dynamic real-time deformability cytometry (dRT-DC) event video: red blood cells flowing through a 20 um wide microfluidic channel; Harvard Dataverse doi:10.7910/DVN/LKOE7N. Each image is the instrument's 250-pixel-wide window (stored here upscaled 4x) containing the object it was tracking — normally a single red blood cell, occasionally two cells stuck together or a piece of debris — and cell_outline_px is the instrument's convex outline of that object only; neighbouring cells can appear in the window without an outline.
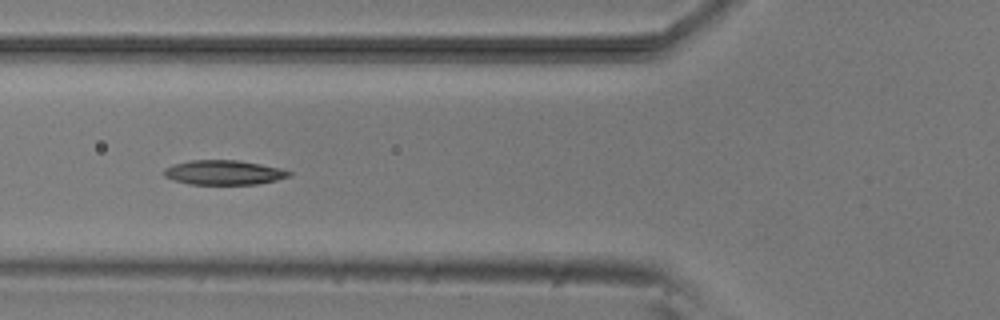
{"species": "common noctule bat (a hibernating species)", "species_latin": "Nyctalus noctula", "temperature_condition": "room temperature", "stored_images_in_passage": 9, "camera_frame_rate_fps": 3000, "um_per_image_px": 0.085, "animal": {"sex": "male", "body_mass_g": 20.5, "forearm_length_mm": 52.5}, "frame": {"image": 1, "passage_image": 6, "time_ms": 5.333, "image_size_px": [1000, 320], "cell_outline_px": [[292, 176], [276, 180], [256, 184], [188, 184], [164, 176], [164, 168], [176, 164], [192, 160], [236, 160], [260, 164], [280, 168], [292, 172]], "centroid_in_image_um": [19.06, 14.66], "position_along_channel_um": 106.7, "area_um2": 17.69}}
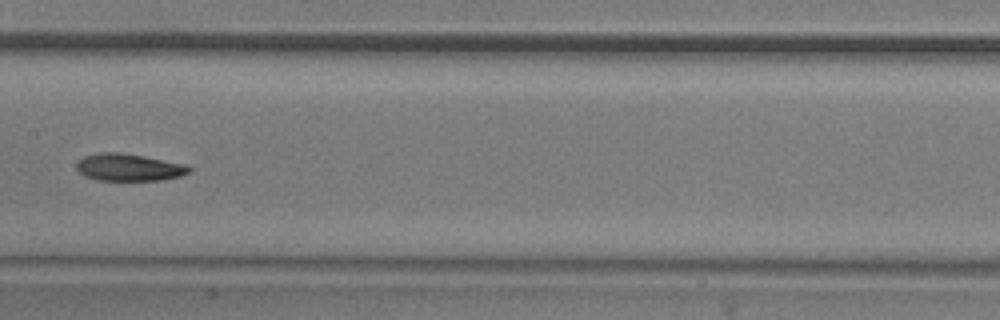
{"frame": {"image": 2, "passage_image": 8, "time_ms": 7.667, "image_size_px": [1000, 320], "cell_outline_px": [[192, 172], [180, 176], [160, 180], [96, 180], [84, 176], [76, 168], [76, 164], [84, 156], [100, 152], [120, 152], [144, 156], [184, 164], [192, 168]], "centroid_in_image_um": [10.95, 14.22], "position_along_channel_um": 196.4, "area_um2": 17.86}}
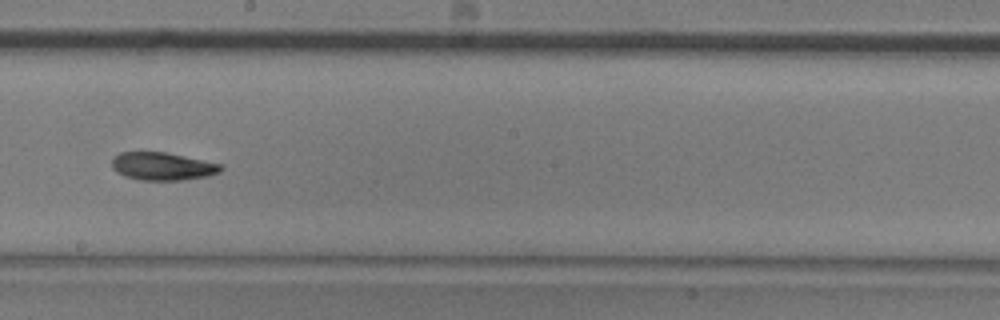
{"frame": {"image": 3, "passage_image": 9, "time_ms": 8.667, "image_size_px": [1000, 320], "cell_outline_px": [[224, 168], [220, 172], [208, 176], [184, 180], [140, 180], [124, 176], [116, 172], [112, 168], [112, 160], [120, 152], [164, 152], [224, 164]], "centroid_in_image_um": [13.85, 14.14], "position_along_channel_um": 234.4, "area_um2": 17.8}}